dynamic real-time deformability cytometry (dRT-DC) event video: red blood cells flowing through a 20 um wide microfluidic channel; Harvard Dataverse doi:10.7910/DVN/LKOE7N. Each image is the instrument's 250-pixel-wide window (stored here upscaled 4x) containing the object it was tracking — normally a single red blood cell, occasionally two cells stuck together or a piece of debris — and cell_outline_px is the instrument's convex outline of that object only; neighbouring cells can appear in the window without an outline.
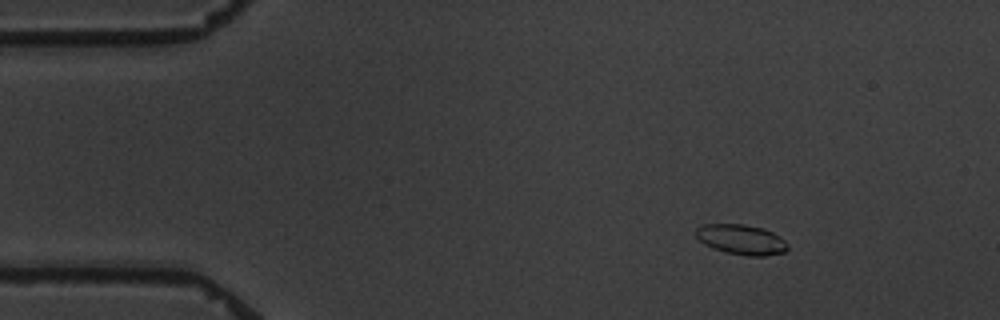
{"species": "common noctule bat (a hibernating species)", "species_latin": "Nyctalus noctula", "temperature_condition": "warm", "stored_images_in_passage": 5, "camera_frame_rate_fps": 3000, "um_per_image_px": 0.085, "animal": {"sex": "male", "body_mass_g": 19.5, "forearm_length_mm": 54.6}, "frame": {"image": 1, "passage_image": 1, "time_ms": 0.0, "image_size_px": [1000, 320], "cell_outline_px": [[788, 248], [784, 252], [764, 256], [748, 256], [724, 252], [712, 248], [704, 244], [696, 236], [696, 228], [704, 224], [744, 224], [764, 228], [780, 236], [788, 244]], "centroid_in_image_um": [63.02, 20.36], "position_along_channel_um": 22.0, "area_um2": 16.18}}
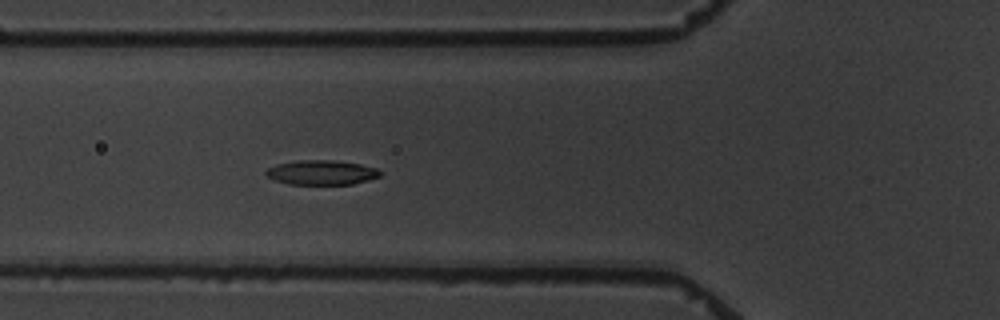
{"frame": {"image": 2, "passage_image": 5, "time_ms": 4.333, "image_size_px": [1000, 320], "cell_outline_px": [[384, 172], [380, 176], [368, 180], [352, 184], [288, 184], [276, 180], [268, 176], [264, 172], [268, 168], [276, 164], [296, 160], [332, 160], [360, 164], [376, 168]], "centroid_in_image_um": [27.35, 14.65], "position_along_channel_um": 98.5, "area_um2": 16.36}}